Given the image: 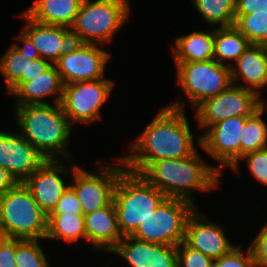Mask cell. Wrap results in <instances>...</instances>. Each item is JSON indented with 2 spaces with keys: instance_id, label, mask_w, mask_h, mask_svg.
I'll return each instance as SVG.
<instances>
[{
  "instance_id": "obj_9",
  "label": "cell",
  "mask_w": 267,
  "mask_h": 267,
  "mask_svg": "<svg viewBox=\"0 0 267 267\" xmlns=\"http://www.w3.org/2000/svg\"><path fill=\"white\" fill-rule=\"evenodd\" d=\"M113 164L96 163L95 173L78 166L69 182L81 204L83 215L108 206L113 201V193L120 173L125 169L121 157ZM119 164V165H118Z\"/></svg>"
},
{
  "instance_id": "obj_29",
  "label": "cell",
  "mask_w": 267,
  "mask_h": 267,
  "mask_svg": "<svg viewBox=\"0 0 267 267\" xmlns=\"http://www.w3.org/2000/svg\"><path fill=\"white\" fill-rule=\"evenodd\" d=\"M234 27L250 44L267 46V12L235 14Z\"/></svg>"
},
{
  "instance_id": "obj_28",
  "label": "cell",
  "mask_w": 267,
  "mask_h": 267,
  "mask_svg": "<svg viewBox=\"0 0 267 267\" xmlns=\"http://www.w3.org/2000/svg\"><path fill=\"white\" fill-rule=\"evenodd\" d=\"M262 106L244 123L240 136V159L247 153L267 147V123Z\"/></svg>"
},
{
  "instance_id": "obj_26",
  "label": "cell",
  "mask_w": 267,
  "mask_h": 267,
  "mask_svg": "<svg viewBox=\"0 0 267 267\" xmlns=\"http://www.w3.org/2000/svg\"><path fill=\"white\" fill-rule=\"evenodd\" d=\"M29 59L12 44L0 57V74L3 75L6 91L12 94L23 82L28 81Z\"/></svg>"
},
{
  "instance_id": "obj_15",
  "label": "cell",
  "mask_w": 267,
  "mask_h": 267,
  "mask_svg": "<svg viewBox=\"0 0 267 267\" xmlns=\"http://www.w3.org/2000/svg\"><path fill=\"white\" fill-rule=\"evenodd\" d=\"M47 159L19 133L0 131V167L24 182Z\"/></svg>"
},
{
  "instance_id": "obj_8",
  "label": "cell",
  "mask_w": 267,
  "mask_h": 267,
  "mask_svg": "<svg viewBox=\"0 0 267 267\" xmlns=\"http://www.w3.org/2000/svg\"><path fill=\"white\" fill-rule=\"evenodd\" d=\"M175 65L177 84L191 107L196 108L204 100L215 97L232 84L230 67L215 59Z\"/></svg>"
},
{
  "instance_id": "obj_21",
  "label": "cell",
  "mask_w": 267,
  "mask_h": 267,
  "mask_svg": "<svg viewBox=\"0 0 267 267\" xmlns=\"http://www.w3.org/2000/svg\"><path fill=\"white\" fill-rule=\"evenodd\" d=\"M63 83L55 64L35 79L23 82L11 95L15 98V106L50 104L45 101L49 96L53 104H59L62 98Z\"/></svg>"
},
{
  "instance_id": "obj_31",
  "label": "cell",
  "mask_w": 267,
  "mask_h": 267,
  "mask_svg": "<svg viewBox=\"0 0 267 267\" xmlns=\"http://www.w3.org/2000/svg\"><path fill=\"white\" fill-rule=\"evenodd\" d=\"M212 267H257L250 246L243 251L241 245L213 261Z\"/></svg>"
},
{
  "instance_id": "obj_20",
  "label": "cell",
  "mask_w": 267,
  "mask_h": 267,
  "mask_svg": "<svg viewBox=\"0 0 267 267\" xmlns=\"http://www.w3.org/2000/svg\"><path fill=\"white\" fill-rule=\"evenodd\" d=\"M87 242L98 251L111 252L123 239L118 228L113 201L106 207L84 215Z\"/></svg>"
},
{
  "instance_id": "obj_36",
  "label": "cell",
  "mask_w": 267,
  "mask_h": 267,
  "mask_svg": "<svg viewBox=\"0 0 267 267\" xmlns=\"http://www.w3.org/2000/svg\"><path fill=\"white\" fill-rule=\"evenodd\" d=\"M16 238L0 236V267H17Z\"/></svg>"
},
{
  "instance_id": "obj_11",
  "label": "cell",
  "mask_w": 267,
  "mask_h": 267,
  "mask_svg": "<svg viewBox=\"0 0 267 267\" xmlns=\"http://www.w3.org/2000/svg\"><path fill=\"white\" fill-rule=\"evenodd\" d=\"M261 107L262 97L256 92L231 84L220 94L200 103L195 108V117L198 127L206 132L212 125L230 117L252 116Z\"/></svg>"
},
{
  "instance_id": "obj_22",
  "label": "cell",
  "mask_w": 267,
  "mask_h": 267,
  "mask_svg": "<svg viewBox=\"0 0 267 267\" xmlns=\"http://www.w3.org/2000/svg\"><path fill=\"white\" fill-rule=\"evenodd\" d=\"M214 28L177 37L172 46L174 62L191 63L214 59Z\"/></svg>"
},
{
  "instance_id": "obj_37",
  "label": "cell",
  "mask_w": 267,
  "mask_h": 267,
  "mask_svg": "<svg viewBox=\"0 0 267 267\" xmlns=\"http://www.w3.org/2000/svg\"><path fill=\"white\" fill-rule=\"evenodd\" d=\"M267 12V0H236L235 14Z\"/></svg>"
},
{
  "instance_id": "obj_39",
  "label": "cell",
  "mask_w": 267,
  "mask_h": 267,
  "mask_svg": "<svg viewBox=\"0 0 267 267\" xmlns=\"http://www.w3.org/2000/svg\"><path fill=\"white\" fill-rule=\"evenodd\" d=\"M52 64L42 58L29 60L28 81L35 79L38 75L45 72Z\"/></svg>"
},
{
  "instance_id": "obj_18",
  "label": "cell",
  "mask_w": 267,
  "mask_h": 267,
  "mask_svg": "<svg viewBox=\"0 0 267 267\" xmlns=\"http://www.w3.org/2000/svg\"><path fill=\"white\" fill-rule=\"evenodd\" d=\"M124 259L127 267H178L177 246L142 241L131 235L110 252Z\"/></svg>"
},
{
  "instance_id": "obj_16",
  "label": "cell",
  "mask_w": 267,
  "mask_h": 267,
  "mask_svg": "<svg viewBox=\"0 0 267 267\" xmlns=\"http://www.w3.org/2000/svg\"><path fill=\"white\" fill-rule=\"evenodd\" d=\"M184 242L213 260L226 255L237 246L229 241L222 225L210 221L197 207L187 220Z\"/></svg>"
},
{
  "instance_id": "obj_23",
  "label": "cell",
  "mask_w": 267,
  "mask_h": 267,
  "mask_svg": "<svg viewBox=\"0 0 267 267\" xmlns=\"http://www.w3.org/2000/svg\"><path fill=\"white\" fill-rule=\"evenodd\" d=\"M83 0H35L24 12L33 20L70 28Z\"/></svg>"
},
{
  "instance_id": "obj_4",
  "label": "cell",
  "mask_w": 267,
  "mask_h": 267,
  "mask_svg": "<svg viewBox=\"0 0 267 267\" xmlns=\"http://www.w3.org/2000/svg\"><path fill=\"white\" fill-rule=\"evenodd\" d=\"M167 197L140 173L124 169L113 193L118 228L122 236L131 235Z\"/></svg>"
},
{
  "instance_id": "obj_6",
  "label": "cell",
  "mask_w": 267,
  "mask_h": 267,
  "mask_svg": "<svg viewBox=\"0 0 267 267\" xmlns=\"http://www.w3.org/2000/svg\"><path fill=\"white\" fill-rule=\"evenodd\" d=\"M129 0H83L70 27L78 43L101 45L111 43L129 21Z\"/></svg>"
},
{
  "instance_id": "obj_40",
  "label": "cell",
  "mask_w": 267,
  "mask_h": 267,
  "mask_svg": "<svg viewBox=\"0 0 267 267\" xmlns=\"http://www.w3.org/2000/svg\"><path fill=\"white\" fill-rule=\"evenodd\" d=\"M17 181L4 168L0 167V195L12 188Z\"/></svg>"
},
{
  "instance_id": "obj_27",
  "label": "cell",
  "mask_w": 267,
  "mask_h": 267,
  "mask_svg": "<svg viewBox=\"0 0 267 267\" xmlns=\"http://www.w3.org/2000/svg\"><path fill=\"white\" fill-rule=\"evenodd\" d=\"M204 21L212 27H230L235 23L236 0H190Z\"/></svg>"
},
{
  "instance_id": "obj_41",
  "label": "cell",
  "mask_w": 267,
  "mask_h": 267,
  "mask_svg": "<svg viewBox=\"0 0 267 267\" xmlns=\"http://www.w3.org/2000/svg\"><path fill=\"white\" fill-rule=\"evenodd\" d=\"M262 106L267 107L266 100H263V98H262Z\"/></svg>"
},
{
  "instance_id": "obj_17",
  "label": "cell",
  "mask_w": 267,
  "mask_h": 267,
  "mask_svg": "<svg viewBox=\"0 0 267 267\" xmlns=\"http://www.w3.org/2000/svg\"><path fill=\"white\" fill-rule=\"evenodd\" d=\"M18 16H21L26 22L22 31L30 38L40 58L51 64H55L61 56L70 52L78 43L68 27L37 22L24 11Z\"/></svg>"
},
{
  "instance_id": "obj_30",
  "label": "cell",
  "mask_w": 267,
  "mask_h": 267,
  "mask_svg": "<svg viewBox=\"0 0 267 267\" xmlns=\"http://www.w3.org/2000/svg\"><path fill=\"white\" fill-rule=\"evenodd\" d=\"M15 262L17 267H47L49 265L39 240L16 239Z\"/></svg>"
},
{
  "instance_id": "obj_19",
  "label": "cell",
  "mask_w": 267,
  "mask_h": 267,
  "mask_svg": "<svg viewBox=\"0 0 267 267\" xmlns=\"http://www.w3.org/2000/svg\"><path fill=\"white\" fill-rule=\"evenodd\" d=\"M230 72L232 84L252 90L262 97L261 90L267 91V46L251 44L230 66ZM241 80L244 85L239 84Z\"/></svg>"
},
{
  "instance_id": "obj_35",
  "label": "cell",
  "mask_w": 267,
  "mask_h": 267,
  "mask_svg": "<svg viewBox=\"0 0 267 267\" xmlns=\"http://www.w3.org/2000/svg\"><path fill=\"white\" fill-rule=\"evenodd\" d=\"M249 245L257 267H267V222Z\"/></svg>"
},
{
  "instance_id": "obj_7",
  "label": "cell",
  "mask_w": 267,
  "mask_h": 267,
  "mask_svg": "<svg viewBox=\"0 0 267 267\" xmlns=\"http://www.w3.org/2000/svg\"><path fill=\"white\" fill-rule=\"evenodd\" d=\"M196 206L178 198H166L131 234L136 239L178 246L184 241L185 226Z\"/></svg>"
},
{
  "instance_id": "obj_25",
  "label": "cell",
  "mask_w": 267,
  "mask_h": 267,
  "mask_svg": "<svg viewBox=\"0 0 267 267\" xmlns=\"http://www.w3.org/2000/svg\"><path fill=\"white\" fill-rule=\"evenodd\" d=\"M47 240L74 243L85 239L84 215L50 214L47 221Z\"/></svg>"
},
{
  "instance_id": "obj_10",
  "label": "cell",
  "mask_w": 267,
  "mask_h": 267,
  "mask_svg": "<svg viewBox=\"0 0 267 267\" xmlns=\"http://www.w3.org/2000/svg\"><path fill=\"white\" fill-rule=\"evenodd\" d=\"M114 87L112 79L64 84L60 105L71 125H89L101 119V106L110 98Z\"/></svg>"
},
{
  "instance_id": "obj_13",
  "label": "cell",
  "mask_w": 267,
  "mask_h": 267,
  "mask_svg": "<svg viewBox=\"0 0 267 267\" xmlns=\"http://www.w3.org/2000/svg\"><path fill=\"white\" fill-rule=\"evenodd\" d=\"M65 161H68L65 163ZM47 159L24 184L30 189L33 198L41 210L49 216L55 209L58 200L70 186L62 177L72 176L78 165L73 164L71 159ZM68 164V165H67Z\"/></svg>"
},
{
  "instance_id": "obj_38",
  "label": "cell",
  "mask_w": 267,
  "mask_h": 267,
  "mask_svg": "<svg viewBox=\"0 0 267 267\" xmlns=\"http://www.w3.org/2000/svg\"><path fill=\"white\" fill-rule=\"evenodd\" d=\"M14 38L23 43V46H20L18 43L13 44L21 54L32 60L40 58L36 47L30 38L22 31V29L21 33L17 34V36H14Z\"/></svg>"
},
{
  "instance_id": "obj_33",
  "label": "cell",
  "mask_w": 267,
  "mask_h": 267,
  "mask_svg": "<svg viewBox=\"0 0 267 267\" xmlns=\"http://www.w3.org/2000/svg\"><path fill=\"white\" fill-rule=\"evenodd\" d=\"M241 160H246L245 164L258 183L267 186V147L247 153Z\"/></svg>"
},
{
  "instance_id": "obj_1",
  "label": "cell",
  "mask_w": 267,
  "mask_h": 267,
  "mask_svg": "<svg viewBox=\"0 0 267 267\" xmlns=\"http://www.w3.org/2000/svg\"><path fill=\"white\" fill-rule=\"evenodd\" d=\"M183 101L162 107L122 155L126 169L140 173L150 162L183 158L196 150ZM124 156V157H123Z\"/></svg>"
},
{
  "instance_id": "obj_2",
  "label": "cell",
  "mask_w": 267,
  "mask_h": 267,
  "mask_svg": "<svg viewBox=\"0 0 267 267\" xmlns=\"http://www.w3.org/2000/svg\"><path fill=\"white\" fill-rule=\"evenodd\" d=\"M198 152L183 158L152 161L140 174L167 198L183 199L195 205L194 190L209 192L221 182V175Z\"/></svg>"
},
{
  "instance_id": "obj_34",
  "label": "cell",
  "mask_w": 267,
  "mask_h": 267,
  "mask_svg": "<svg viewBox=\"0 0 267 267\" xmlns=\"http://www.w3.org/2000/svg\"><path fill=\"white\" fill-rule=\"evenodd\" d=\"M51 214H76L83 215L79 199L71 186L58 200L57 205Z\"/></svg>"
},
{
  "instance_id": "obj_14",
  "label": "cell",
  "mask_w": 267,
  "mask_h": 267,
  "mask_svg": "<svg viewBox=\"0 0 267 267\" xmlns=\"http://www.w3.org/2000/svg\"><path fill=\"white\" fill-rule=\"evenodd\" d=\"M111 53L101 45L76 43L66 55L55 63L64 84L107 79L105 70Z\"/></svg>"
},
{
  "instance_id": "obj_24",
  "label": "cell",
  "mask_w": 267,
  "mask_h": 267,
  "mask_svg": "<svg viewBox=\"0 0 267 267\" xmlns=\"http://www.w3.org/2000/svg\"><path fill=\"white\" fill-rule=\"evenodd\" d=\"M250 45L234 26L215 27L214 59L220 64L232 66Z\"/></svg>"
},
{
  "instance_id": "obj_12",
  "label": "cell",
  "mask_w": 267,
  "mask_h": 267,
  "mask_svg": "<svg viewBox=\"0 0 267 267\" xmlns=\"http://www.w3.org/2000/svg\"><path fill=\"white\" fill-rule=\"evenodd\" d=\"M250 116L230 117L212 125L198 137V145L218 162L214 169L222 175V168L239 172L240 136L245 121Z\"/></svg>"
},
{
  "instance_id": "obj_5",
  "label": "cell",
  "mask_w": 267,
  "mask_h": 267,
  "mask_svg": "<svg viewBox=\"0 0 267 267\" xmlns=\"http://www.w3.org/2000/svg\"><path fill=\"white\" fill-rule=\"evenodd\" d=\"M48 216L24 182L0 195V236L20 240H46Z\"/></svg>"
},
{
  "instance_id": "obj_32",
  "label": "cell",
  "mask_w": 267,
  "mask_h": 267,
  "mask_svg": "<svg viewBox=\"0 0 267 267\" xmlns=\"http://www.w3.org/2000/svg\"><path fill=\"white\" fill-rule=\"evenodd\" d=\"M177 259L178 267H212L214 261L184 241L177 246Z\"/></svg>"
},
{
  "instance_id": "obj_3",
  "label": "cell",
  "mask_w": 267,
  "mask_h": 267,
  "mask_svg": "<svg viewBox=\"0 0 267 267\" xmlns=\"http://www.w3.org/2000/svg\"><path fill=\"white\" fill-rule=\"evenodd\" d=\"M14 116L19 134L46 159L73 157L68 151L73 126L60 103L15 106Z\"/></svg>"
}]
</instances>
